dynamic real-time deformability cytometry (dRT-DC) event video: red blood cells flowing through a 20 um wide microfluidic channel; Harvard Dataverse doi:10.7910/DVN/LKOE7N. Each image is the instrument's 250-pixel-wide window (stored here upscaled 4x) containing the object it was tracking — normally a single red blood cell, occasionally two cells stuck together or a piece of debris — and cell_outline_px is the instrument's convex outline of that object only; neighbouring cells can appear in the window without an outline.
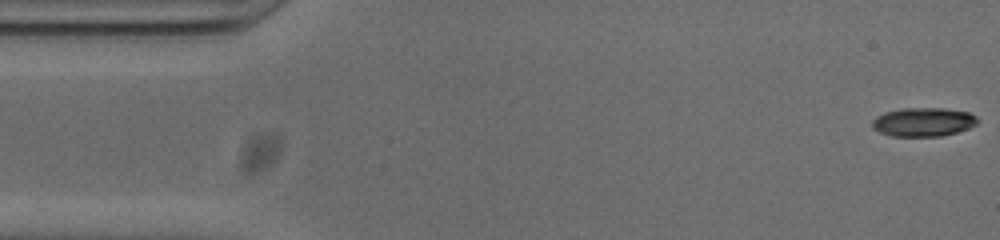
{"species": "common noctule bat (a hibernating species)", "species_latin": "Nyctalus noctula", "temperature_condition": "cold", "stored_images_in_passage": 52, "camera_frame_rate_fps": 3000, "um_per_image_px": 0.085, "animal": {"sex": "male", "body_mass_g": 20.0, "forearm_length_mm": 53.3}, "frame": {"image": 1, "passage_image": 1, "time_ms": 0.0, "image_size_px": [1000, 240], "cell_outline_px": [[976, 124], [968, 128], [956, 132], [940, 136], [892, 136], [880, 132], [872, 128], [872, 120], [876, 116], [884, 112], [900, 108], [944, 108], [968, 112], [976, 116]], "centroid_in_image_um": [78.43, 10.36], "position_along_channel_um": 6.6, "area_um2": 17.63}}
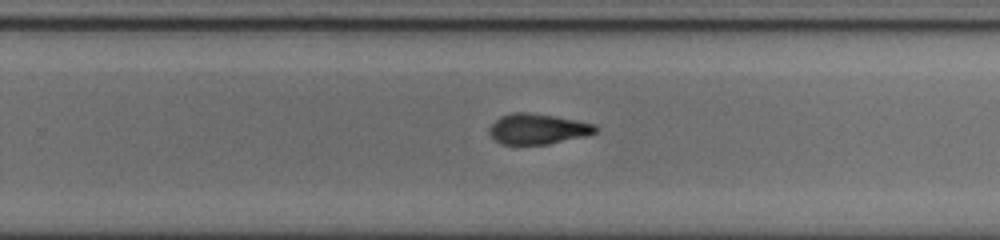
{"frame": {"image": 2, "passage_image": 32, "time_ms": 10.333, "image_size_px": [1000, 240], "cell_outline_px": [[600, 128], [596, 132], [584, 136], [548, 144], [500, 144], [488, 132], [488, 128], [500, 116], [512, 112], [528, 112], [556, 116], [596, 124]], "centroid_in_image_um": [45.71, 10.95], "position_along_channel_um": 284.1, "area_um2": 18.9}}
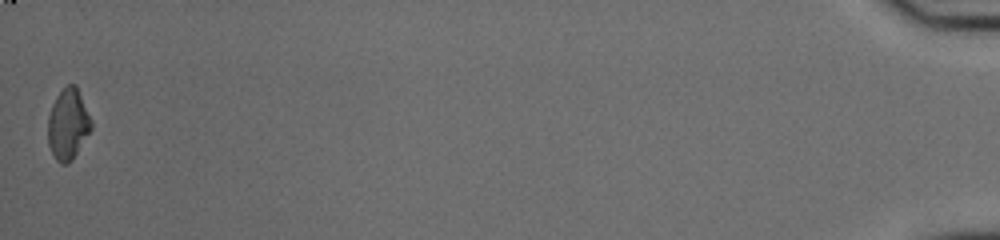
{"frame": {"image": 3, "passage_image": 52, "time_ms": 17.0, "image_size_px": [1000, 240], "cell_outline_px": [[92, 128], [72, 160], [68, 164], [60, 164], [56, 160], [48, 144], [48, 116], [52, 104], [56, 96], [68, 84], [76, 84], [92, 120]], "centroid_in_image_um": [5.78, 10.56], "position_along_channel_um": 429.4, "area_um2": 17.92}, "authors_computed_cell_mechanics": {"area_um2": 18.8717, "velocity_mm_per_s": 3.8384, "shape_relaxation_time_tau1_ms": null, "shape_relaxation_time_tau2_ms": 4.0453, "deformation_change_tau1": null, "deformation_change_tau2": 0.119}}